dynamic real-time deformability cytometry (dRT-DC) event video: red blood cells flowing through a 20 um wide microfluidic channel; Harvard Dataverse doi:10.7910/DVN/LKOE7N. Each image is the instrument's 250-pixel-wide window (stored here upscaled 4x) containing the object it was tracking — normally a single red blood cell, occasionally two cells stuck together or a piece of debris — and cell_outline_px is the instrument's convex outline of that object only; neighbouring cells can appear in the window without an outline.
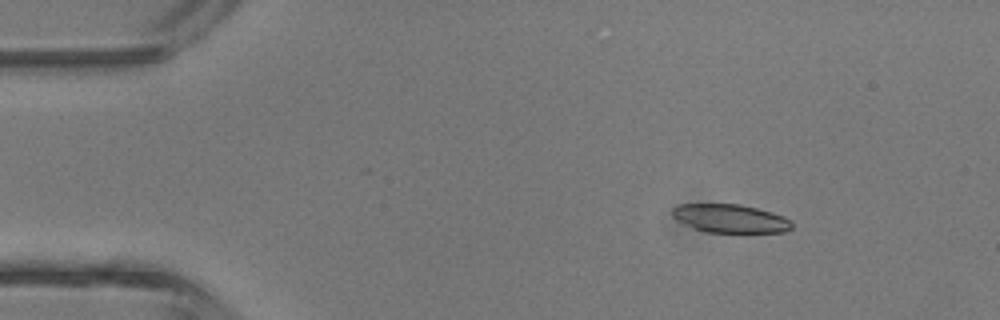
{"species": "common noctule bat (a hibernating species)", "species_latin": "Nyctalus noctula", "temperature_condition": "room temperature", "stored_images_in_passage": 4, "segment_of_instrument_passage": [1, 2], "camera_frame_rate_fps": 3000, "um_per_image_px": 0.085, "animal": {"sex": "male", "body_mass_g": 13.3}, "frame": {"image": 1, "passage_image": 2, "time_ms": 1.333, "image_size_px": [1000, 320], "cell_outline_px": [[792, 228], [784, 232], [708, 232], [696, 228], [676, 220], [672, 216], [672, 208], [676, 204], [740, 204], [772, 212], [784, 216], [792, 220]], "centroid_in_image_um": [62.08, 18.56], "position_along_channel_um": 22.9, "area_um2": 19.77}}